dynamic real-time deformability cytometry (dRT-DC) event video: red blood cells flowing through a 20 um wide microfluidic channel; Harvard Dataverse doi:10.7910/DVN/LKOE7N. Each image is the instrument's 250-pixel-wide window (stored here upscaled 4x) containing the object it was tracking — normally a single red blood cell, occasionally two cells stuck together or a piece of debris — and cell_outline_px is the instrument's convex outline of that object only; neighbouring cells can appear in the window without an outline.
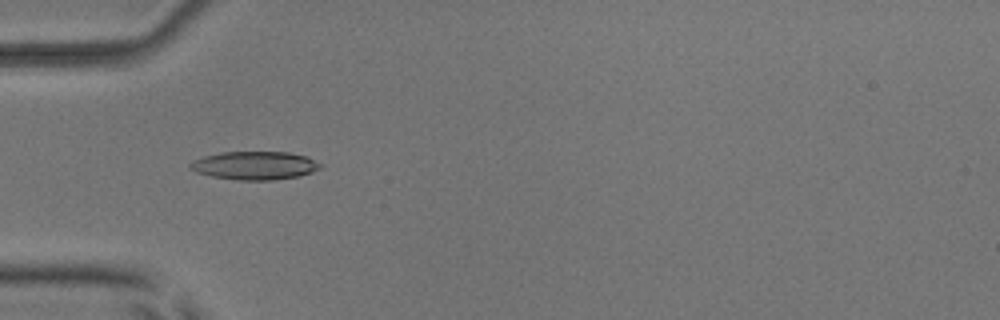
{"species": "common noctule bat (a hibernating species)", "species_latin": "Nyctalus noctula", "temperature_condition": "room temperature", "stored_images_in_passage": 45, "camera_frame_rate_fps": 3000, "um_per_image_px": 0.085, "animal": {"sex": "male", "body_mass_g": 17.9, "forearm_length_mm": 54.2}, "frame": {"image": 1, "passage_image": 10, "time_ms": 3.0, "image_size_px": [1000, 320], "cell_outline_px": [[324, 164], [320, 168], [312, 172], [300, 176], [272, 180], [240, 180], [212, 176], [196, 172], [188, 168], [188, 164], [192, 160], [204, 156], [220, 152], [288, 152], [304, 156]], "centroid_in_image_um": [21.63, 14.07], "position_along_channel_um": 63.4, "area_um2": 21.5}}
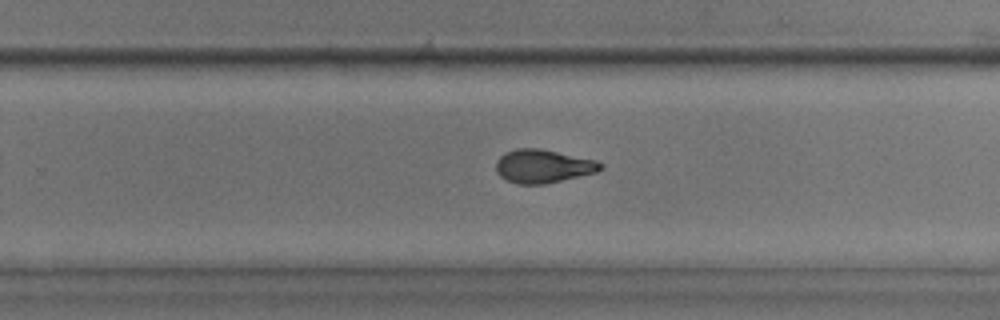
{"frame": {"image": 2, "passage_image": 27, "time_ms": 8.667, "image_size_px": [1000, 320], "cell_outline_px": [[604, 168], [596, 172], [544, 184], [516, 184], [504, 180], [496, 172], [496, 160], [504, 152], [516, 148], [540, 148], [596, 160], [604, 164]], "centroid_in_image_um": [46.13, 14.12], "position_along_channel_um": 283.7, "area_um2": 20.52}}
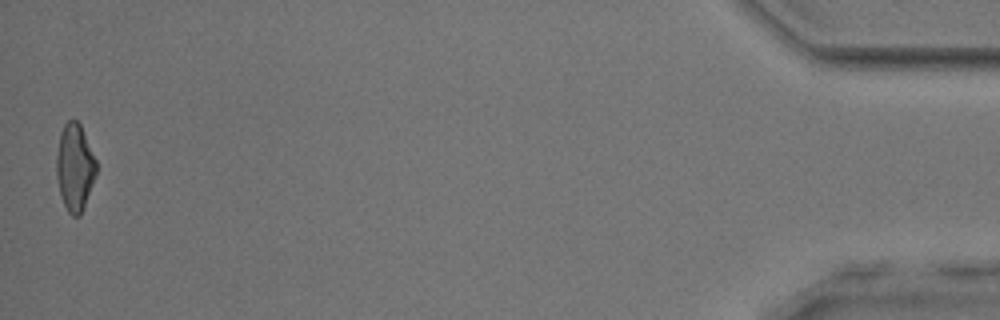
{"frame": {"image": 3, "passage_image": 45, "time_ms": 14.667, "image_size_px": [1000, 320], "cell_outline_px": [[96, 176], [84, 208], [80, 216], [72, 216], [68, 212], [60, 196], [56, 176], [56, 156], [60, 132], [64, 124], [68, 120], [76, 120], [80, 124], [96, 160]], "centroid_in_image_um": [6.35, 14.25], "position_along_channel_um": 428.9, "area_um2": 20.35}, "authors_computed_cell_mechanics": {"area_um2": 20.23, "velocity_mm_per_s": 3.9397, "shape_relaxation_time_tau1_ms": 9.0939, "shape_relaxation_time_tau2_ms": 2.096, "deformation_change_tau1": 0.2423, "deformation_change_tau2": 0.0739}}